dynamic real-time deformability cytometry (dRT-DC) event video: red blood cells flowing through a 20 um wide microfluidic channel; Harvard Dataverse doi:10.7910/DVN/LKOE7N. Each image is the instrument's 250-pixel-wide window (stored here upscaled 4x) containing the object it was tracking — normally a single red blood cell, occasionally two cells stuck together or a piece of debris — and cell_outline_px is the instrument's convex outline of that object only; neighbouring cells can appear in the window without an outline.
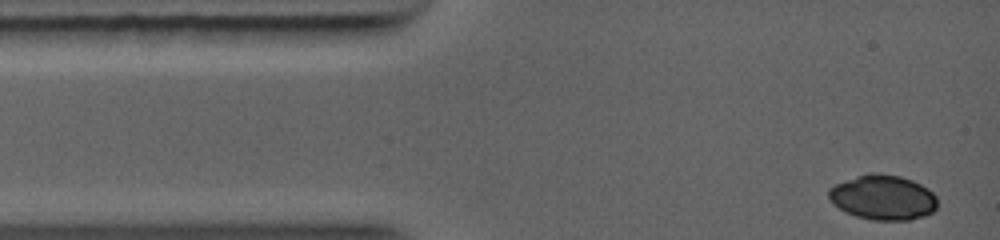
{"species": "common noctule bat (a hibernating species)", "species_latin": "Nyctalus noctula", "temperature_condition": "warm", "stored_images_in_passage": 26, "camera_frame_rate_fps": 5000, "um_per_image_px": 0.085, "animal": {"sex": "female", "body_mass_g": 19.0, "forearm_length_mm": 56.7}, "frame": {"image": 1, "passage_image": 1, "time_ms": 0.0, "image_size_px": [1000, 240], "cell_outline_px": [[936, 208], [932, 212], [924, 216], [908, 220], [872, 220], [856, 216], [844, 212], [832, 204], [828, 196], [828, 188], [836, 184], [872, 172], [876, 172], [900, 176], [912, 180], [928, 188], [936, 196]], "centroid_in_image_um": [75.04, 16.79], "position_along_channel_um": 10.0, "area_um2": 28.44}}
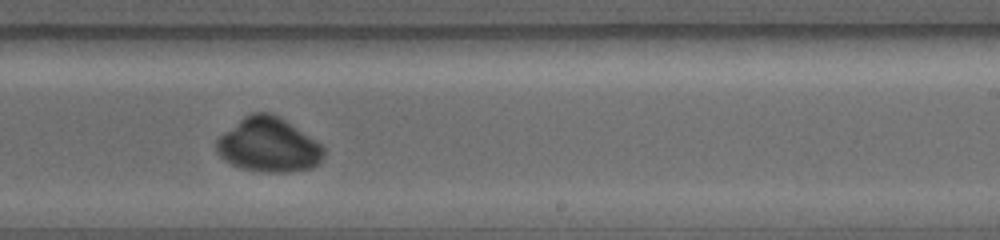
{"frame": {"image": 2, "passage_image": 19, "time_ms": 6.6, "image_size_px": [1000, 240], "cell_outline_px": [[324, 156], [320, 164], [312, 168], [292, 172], [260, 172], [240, 168], [224, 160], [216, 152], [216, 140], [224, 132], [244, 116], [252, 112], [272, 112], [320, 144], [324, 148]], "centroid_in_image_um": [22.81, 12.35], "position_along_channel_um": 266.2, "area_um2": 33.93}}
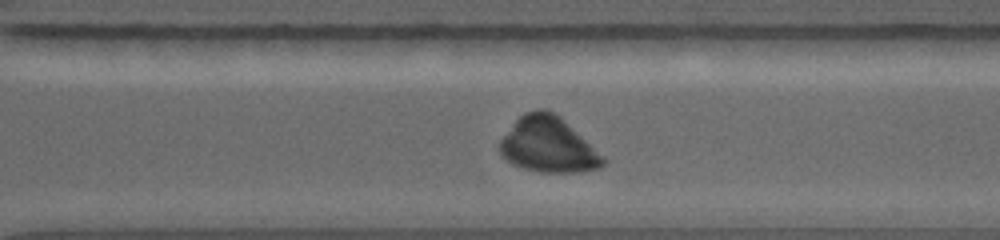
{"frame": {"image": 3, "passage_image": 22, "time_ms": 7.8, "image_size_px": [1000, 240], "cell_outline_px": [[608, 160], [600, 168], [576, 172], [540, 172], [524, 168], [512, 164], [500, 156], [500, 140], [512, 124], [524, 112], [536, 108], [544, 108], [560, 116], [604, 156]], "centroid_in_image_um": [46.6, 12.31], "position_along_channel_um": 324.0, "area_um2": 33.41}}